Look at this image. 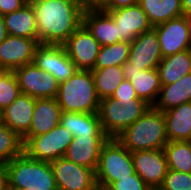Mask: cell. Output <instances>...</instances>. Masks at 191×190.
Returning a JSON list of instances; mask_svg holds the SVG:
<instances>
[{
    "mask_svg": "<svg viewBox=\"0 0 191 190\" xmlns=\"http://www.w3.org/2000/svg\"><path fill=\"white\" fill-rule=\"evenodd\" d=\"M31 4L40 44L63 45L82 24L84 9L79 0H46Z\"/></svg>",
    "mask_w": 191,
    "mask_h": 190,
    "instance_id": "1",
    "label": "cell"
},
{
    "mask_svg": "<svg viewBox=\"0 0 191 190\" xmlns=\"http://www.w3.org/2000/svg\"><path fill=\"white\" fill-rule=\"evenodd\" d=\"M116 139L131 153L139 150L163 149L169 142L164 113L152 106Z\"/></svg>",
    "mask_w": 191,
    "mask_h": 190,
    "instance_id": "2",
    "label": "cell"
},
{
    "mask_svg": "<svg viewBox=\"0 0 191 190\" xmlns=\"http://www.w3.org/2000/svg\"><path fill=\"white\" fill-rule=\"evenodd\" d=\"M8 190H58L51 163L30 158L25 152L6 164Z\"/></svg>",
    "mask_w": 191,
    "mask_h": 190,
    "instance_id": "3",
    "label": "cell"
},
{
    "mask_svg": "<svg viewBox=\"0 0 191 190\" xmlns=\"http://www.w3.org/2000/svg\"><path fill=\"white\" fill-rule=\"evenodd\" d=\"M56 99L63 112L97 113L100 99L92 72L77 70L60 82Z\"/></svg>",
    "mask_w": 191,
    "mask_h": 190,
    "instance_id": "4",
    "label": "cell"
},
{
    "mask_svg": "<svg viewBox=\"0 0 191 190\" xmlns=\"http://www.w3.org/2000/svg\"><path fill=\"white\" fill-rule=\"evenodd\" d=\"M151 107L142 99L108 97L100 100L97 113L102 130L109 138H116Z\"/></svg>",
    "mask_w": 191,
    "mask_h": 190,
    "instance_id": "5",
    "label": "cell"
},
{
    "mask_svg": "<svg viewBox=\"0 0 191 190\" xmlns=\"http://www.w3.org/2000/svg\"><path fill=\"white\" fill-rule=\"evenodd\" d=\"M136 173L132 153L116 138H109L102 146L95 179L98 189H106L118 178Z\"/></svg>",
    "mask_w": 191,
    "mask_h": 190,
    "instance_id": "6",
    "label": "cell"
},
{
    "mask_svg": "<svg viewBox=\"0 0 191 190\" xmlns=\"http://www.w3.org/2000/svg\"><path fill=\"white\" fill-rule=\"evenodd\" d=\"M24 152L33 159L53 162L64 157L73 136L62 125L38 136H23Z\"/></svg>",
    "mask_w": 191,
    "mask_h": 190,
    "instance_id": "7",
    "label": "cell"
},
{
    "mask_svg": "<svg viewBox=\"0 0 191 190\" xmlns=\"http://www.w3.org/2000/svg\"><path fill=\"white\" fill-rule=\"evenodd\" d=\"M20 91L35 99L56 98L58 94L59 81L38 68L33 62L15 69Z\"/></svg>",
    "mask_w": 191,
    "mask_h": 190,
    "instance_id": "8",
    "label": "cell"
},
{
    "mask_svg": "<svg viewBox=\"0 0 191 190\" xmlns=\"http://www.w3.org/2000/svg\"><path fill=\"white\" fill-rule=\"evenodd\" d=\"M58 190H98L95 171L65 157L51 162Z\"/></svg>",
    "mask_w": 191,
    "mask_h": 190,
    "instance_id": "9",
    "label": "cell"
},
{
    "mask_svg": "<svg viewBox=\"0 0 191 190\" xmlns=\"http://www.w3.org/2000/svg\"><path fill=\"white\" fill-rule=\"evenodd\" d=\"M63 46L77 70L92 71L94 69L101 45L83 24Z\"/></svg>",
    "mask_w": 191,
    "mask_h": 190,
    "instance_id": "10",
    "label": "cell"
},
{
    "mask_svg": "<svg viewBox=\"0 0 191 190\" xmlns=\"http://www.w3.org/2000/svg\"><path fill=\"white\" fill-rule=\"evenodd\" d=\"M33 63L55 77L59 83L68 80L77 72L63 45L39 44Z\"/></svg>",
    "mask_w": 191,
    "mask_h": 190,
    "instance_id": "11",
    "label": "cell"
},
{
    "mask_svg": "<svg viewBox=\"0 0 191 190\" xmlns=\"http://www.w3.org/2000/svg\"><path fill=\"white\" fill-rule=\"evenodd\" d=\"M162 59L157 33L151 29L133 40L128 61L122 67H136L141 70L157 69Z\"/></svg>",
    "mask_w": 191,
    "mask_h": 190,
    "instance_id": "12",
    "label": "cell"
},
{
    "mask_svg": "<svg viewBox=\"0 0 191 190\" xmlns=\"http://www.w3.org/2000/svg\"><path fill=\"white\" fill-rule=\"evenodd\" d=\"M135 172L150 187L157 188L163 183L168 164L163 149L139 150L132 152Z\"/></svg>",
    "mask_w": 191,
    "mask_h": 190,
    "instance_id": "13",
    "label": "cell"
},
{
    "mask_svg": "<svg viewBox=\"0 0 191 190\" xmlns=\"http://www.w3.org/2000/svg\"><path fill=\"white\" fill-rule=\"evenodd\" d=\"M103 11L117 23L120 41L132 43L137 36L154 28L139 4Z\"/></svg>",
    "mask_w": 191,
    "mask_h": 190,
    "instance_id": "14",
    "label": "cell"
},
{
    "mask_svg": "<svg viewBox=\"0 0 191 190\" xmlns=\"http://www.w3.org/2000/svg\"><path fill=\"white\" fill-rule=\"evenodd\" d=\"M39 44L36 39L8 35L0 43V68L14 71L32 63Z\"/></svg>",
    "mask_w": 191,
    "mask_h": 190,
    "instance_id": "15",
    "label": "cell"
},
{
    "mask_svg": "<svg viewBox=\"0 0 191 190\" xmlns=\"http://www.w3.org/2000/svg\"><path fill=\"white\" fill-rule=\"evenodd\" d=\"M153 29L158 36L162 57L191 49L184 15L158 24Z\"/></svg>",
    "mask_w": 191,
    "mask_h": 190,
    "instance_id": "16",
    "label": "cell"
},
{
    "mask_svg": "<svg viewBox=\"0 0 191 190\" xmlns=\"http://www.w3.org/2000/svg\"><path fill=\"white\" fill-rule=\"evenodd\" d=\"M108 136L73 137L64 157L78 165L96 171L100 151Z\"/></svg>",
    "mask_w": 191,
    "mask_h": 190,
    "instance_id": "17",
    "label": "cell"
},
{
    "mask_svg": "<svg viewBox=\"0 0 191 190\" xmlns=\"http://www.w3.org/2000/svg\"><path fill=\"white\" fill-rule=\"evenodd\" d=\"M82 24L89 30L101 46L111 45L120 41L117 23L101 9H86L82 15Z\"/></svg>",
    "mask_w": 191,
    "mask_h": 190,
    "instance_id": "18",
    "label": "cell"
},
{
    "mask_svg": "<svg viewBox=\"0 0 191 190\" xmlns=\"http://www.w3.org/2000/svg\"><path fill=\"white\" fill-rule=\"evenodd\" d=\"M35 100L21 93L10 106L2 110V123L23 137L30 130Z\"/></svg>",
    "mask_w": 191,
    "mask_h": 190,
    "instance_id": "19",
    "label": "cell"
},
{
    "mask_svg": "<svg viewBox=\"0 0 191 190\" xmlns=\"http://www.w3.org/2000/svg\"><path fill=\"white\" fill-rule=\"evenodd\" d=\"M122 69L125 79L131 82L137 97L153 106L162 86L158 70H141L136 67H122Z\"/></svg>",
    "mask_w": 191,
    "mask_h": 190,
    "instance_id": "20",
    "label": "cell"
},
{
    "mask_svg": "<svg viewBox=\"0 0 191 190\" xmlns=\"http://www.w3.org/2000/svg\"><path fill=\"white\" fill-rule=\"evenodd\" d=\"M62 112L56 98L36 99L30 130L24 136L48 133L60 124Z\"/></svg>",
    "mask_w": 191,
    "mask_h": 190,
    "instance_id": "21",
    "label": "cell"
},
{
    "mask_svg": "<svg viewBox=\"0 0 191 190\" xmlns=\"http://www.w3.org/2000/svg\"><path fill=\"white\" fill-rule=\"evenodd\" d=\"M164 113L169 141H191V102L171 108Z\"/></svg>",
    "mask_w": 191,
    "mask_h": 190,
    "instance_id": "22",
    "label": "cell"
},
{
    "mask_svg": "<svg viewBox=\"0 0 191 190\" xmlns=\"http://www.w3.org/2000/svg\"><path fill=\"white\" fill-rule=\"evenodd\" d=\"M60 125L73 137L107 136L102 130L98 113L62 112Z\"/></svg>",
    "mask_w": 191,
    "mask_h": 190,
    "instance_id": "23",
    "label": "cell"
},
{
    "mask_svg": "<svg viewBox=\"0 0 191 190\" xmlns=\"http://www.w3.org/2000/svg\"><path fill=\"white\" fill-rule=\"evenodd\" d=\"M4 22L8 35L38 41L36 16L31 3H27L19 10L4 15Z\"/></svg>",
    "mask_w": 191,
    "mask_h": 190,
    "instance_id": "24",
    "label": "cell"
},
{
    "mask_svg": "<svg viewBox=\"0 0 191 190\" xmlns=\"http://www.w3.org/2000/svg\"><path fill=\"white\" fill-rule=\"evenodd\" d=\"M187 102H191V73L173 84L162 85L153 107L165 112Z\"/></svg>",
    "mask_w": 191,
    "mask_h": 190,
    "instance_id": "25",
    "label": "cell"
},
{
    "mask_svg": "<svg viewBox=\"0 0 191 190\" xmlns=\"http://www.w3.org/2000/svg\"><path fill=\"white\" fill-rule=\"evenodd\" d=\"M161 85H170L191 73V49L163 57L157 66Z\"/></svg>",
    "mask_w": 191,
    "mask_h": 190,
    "instance_id": "26",
    "label": "cell"
},
{
    "mask_svg": "<svg viewBox=\"0 0 191 190\" xmlns=\"http://www.w3.org/2000/svg\"><path fill=\"white\" fill-rule=\"evenodd\" d=\"M152 26L183 16L182 0H139Z\"/></svg>",
    "mask_w": 191,
    "mask_h": 190,
    "instance_id": "27",
    "label": "cell"
},
{
    "mask_svg": "<svg viewBox=\"0 0 191 190\" xmlns=\"http://www.w3.org/2000/svg\"><path fill=\"white\" fill-rule=\"evenodd\" d=\"M91 72L100 100L112 97L119 85L125 80L122 66L93 69Z\"/></svg>",
    "mask_w": 191,
    "mask_h": 190,
    "instance_id": "28",
    "label": "cell"
},
{
    "mask_svg": "<svg viewBox=\"0 0 191 190\" xmlns=\"http://www.w3.org/2000/svg\"><path fill=\"white\" fill-rule=\"evenodd\" d=\"M163 150L168 169L191 173V141H169Z\"/></svg>",
    "mask_w": 191,
    "mask_h": 190,
    "instance_id": "29",
    "label": "cell"
},
{
    "mask_svg": "<svg viewBox=\"0 0 191 190\" xmlns=\"http://www.w3.org/2000/svg\"><path fill=\"white\" fill-rule=\"evenodd\" d=\"M131 43L119 41L107 46H101L94 69L110 66H123L128 61Z\"/></svg>",
    "mask_w": 191,
    "mask_h": 190,
    "instance_id": "30",
    "label": "cell"
},
{
    "mask_svg": "<svg viewBox=\"0 0 191 190\" xmlns=\"http://www.w3.org/2000/svg\"><path fill=\"white\" fill-rule=\"evenodd\" d=\"M24 152V142L22 137L8 128L4 123H0V163L7 164L13 158Z\"/></svg>",
    "mask_w": 191,
    "mask_h": 190,
    "instance_id": "31",
    "label": "cell"
},
{
    "mask_svg": "<svg viewBox=\"0 0 191 190\" xmlns=\"http://www.w3.org/2000/svg\"><path fill=\"white\" fill-rule=\"evenodd\" d=\"M20 94V87L14 72L7 71L0 78V110L10 106Z\"/></svg>",
    "mask_w": 191,
    "mask_h": 190,
    "instance_id": "32",
    "label": "cell"
},
{
    "mask_svg": "<svg viewBox=\"0 0 191 190\" xmlns=\"http://www.w3.org/2000/svg\"><path fill=\"white\" fill-rule=\"evenodd\" d=\"M160 188L162 190H191V173L168 169Z\"/></svg>",
    "mask_w": 191,
    "mask_h": 190,
    "instance_id": "33",
    "label": "cell"
},
{
    "mask_svg": "<svg viewBox=\"0 0 191 190\" xmlns=\"http://www.w3.org/2000/svg\"><path fill=\"white\" fill-rule=\"evenodd\" d=\"M149 188L142 178L134 173L129 177L118 178V181L112 182L105 190H149Z\"/></svg>",
    "mask_w": 191,
    "mask_h": 190,
    "instance_id": "34",
    "label": "cell"
},
{
    "mask_svg": "<svg viewBox=\"0 0 191 190\" xmlns=\"http://www.w3.org/2000/svg\"><path fill=\"white\" fill-rule=\"evenodd\" d=\"M111 98H130V99H140L135 93L131 82L125 79L119 87L116 89Z\"/></svg>",
    "mask_w": 191,
    "mask_h": 190,
    "instance_id": "35",
    "label": "cell"
},
{
    "mask_svg": "<svg viewBox=\"0 0 191 190\" xmlns=\"http://www.w3.org/2000/svg\"><path fill=\"white\" fill-rule=\"evenodd\" d=\"M28 2L26 0H0V14L6 15L22 8Z\"/></svg>",
    "mask_w": 191,
    "mask_h": 190,
    "instance_id": "36",
    "label": "cell"
},
{
    "mask_svg": "<svg viewBox=\"0 0 191 190\" xmlns=\"http://www.w3.org/2000/svg\"><path fill=\"white\" fill-rule=\"evenodd\" d=\"M139 0H109L101 10H116L138 4Z\"/></svg>",
    "mask_w": 191,
    "mask_h": 190,
    "instance_id": "37",
    "label": "cell"
},
{
    "mask_svg": "<svg viewBox=\"0 0 191 190\" xmlns=\"http://www.w3.org/2000/svg\"><path fill=\"white\" fill-rule=\"evenodd\" d=\"M109 0H79L84 10L101 9Z\"/></svg>",
    "mask_w": 191,
    "mask_h": 190,
    "instance_id": "38",
    "label": "cell"
},
{
    "mask_svg": "<svg viewBox=\"0 0 191 190\" xmlns=\"http://www.w3.org/2000/svg\"><path fill=\"white\" fill-rule=\"evenodd\" d=\"M0 190H8V175L6 165L0 163Z\"/></svg>",
    "mask_w": 191,
    "mask_h": 190,
    "instance_id": "39",
    "label": "cell"
},
{
    "mask_svg": "<svg viewBox=\"0 0 191 190\" xmlns=\"http://www.w3.org/2000/svg\"><path fill=\"white\" fill-rule=\"evenodd\" d=\"M7 36L8 33L4 22V15L0 14V43L3 42Z\"/></svg>",
    "mask_w": 191,
    "mask_h": 190,
    "instance_id": "40",
    "label": "cell"
},
{
    "mask_svg": "<svg viewBox=\"0 0 191 190\" xmlns=\"http://www.w3.org/2000/svg\"><path fill=\"white\" fill-rule=\"evenodd\" d=\"M183 14H191V0H182Z\"/></svg>",
    "mask_w": 191,
    "mask_h": 190,
    "instance_id": "41",
    "label": "cell"
},
{
    "mask_svg": "<svg viewBox=\"0 0 191 190\" xmlns=\"http://www.w3.org/2000/svg\"><path fill=\"white\" fill-rule=\"evenodd\" d=\"M183 15L187 21L189 39H190V43H191V14H183Z\"/></svg>",
    "mask_w": 191,
    "mask_h": 190,
    "instance_id": "42",
    "label": "cell"
},
{
    "mask_svg": "<svg viewBox=\"0 0 191 190\" xmlns=\"http://www.w3.org/2000/svg\"><path fill=\"white\" fill-rule=\"evenodd\" d=\"M6 72L7 70L0 68V76H3Z\"/></svg>",
    "mask_w": 191,
    "mask_h": 190,
    "instance_id": "43",
    "label": "cell"
},
{
    "mask_svg": "<svg viewBox=\"0 0 191 190\" xmlns=\"http://www.w3.org/2000/svg\"><path fill=\"white\" fill-rule=\"evenodd\" d=\"M41 1H46V0H29V3H33V2H41Z\"/></svg>",
    "mask_w": 191,
    "mask_h": 190,
    "instance_id": "44",
    "label": "cell"
},
{
    "mask_svg": "<svg viewBox=\"0 0 191 190\" xmlns=\"http://www.w3.org/2000/svg\"><path fill=\"white\" fill-rule=\"evenodd\" d=\"M149 190H162L160 187L157 188H149Z\"/></svg>",
    "mask_w": 191,
    "mask_h": 190,
    "instance_id": "45",
    "label": "cell"
},
{
    "mask_svg": "<svg viewBox=\"0 0 191 190\" xmlns=\"http://www.w3.org/2000/svg\"><path fill=\"white\" fill-rule=\"evenodd\" d=\"M2 122V111L0 110V123Z\"/></svg>",
    "mask_w": 191,
    "mask_h": 190,
    "instance_id": "46",
    "label": "cell"
}]
</instances>
